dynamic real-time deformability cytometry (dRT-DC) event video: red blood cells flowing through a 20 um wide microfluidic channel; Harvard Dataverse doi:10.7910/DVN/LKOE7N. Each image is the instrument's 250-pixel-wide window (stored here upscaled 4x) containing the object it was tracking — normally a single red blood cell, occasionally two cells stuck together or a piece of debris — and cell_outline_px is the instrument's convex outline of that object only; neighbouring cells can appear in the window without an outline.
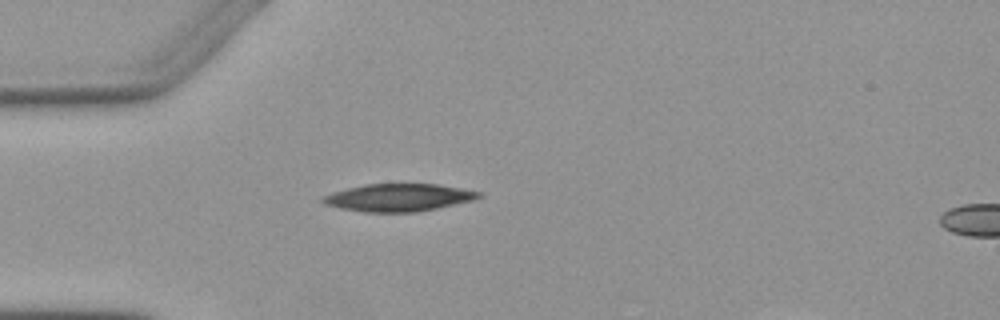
{"species": "Egyptian fruit bat (a non-hibernating species)", "species_latin": "Rousettus aegyptiacus", "temperature_condition": "warm", "stored_images_in_passage": 2, "camera_frame_rate_fps": 3000, "um_per_image_px": 0.085, "animal": {"sex": "female"}, "frame": {"image": 1, "passage_image": 1, "time_ms": 0.0, "image_size_px": [1000, 320], "cell_outline_px": [[484, 196], [472, 200], [436, 208], [416, 212], [364, 212], [340, 208], [324, 204], [320, 200], [324, 196], [332, 192], [364, 184], [436, 184], [460, 188], [480, 192]], "centroid_in_image_um": [33.85, 16.79], "position_along_channel_um": 51.2, "area_um2": 24.85}}